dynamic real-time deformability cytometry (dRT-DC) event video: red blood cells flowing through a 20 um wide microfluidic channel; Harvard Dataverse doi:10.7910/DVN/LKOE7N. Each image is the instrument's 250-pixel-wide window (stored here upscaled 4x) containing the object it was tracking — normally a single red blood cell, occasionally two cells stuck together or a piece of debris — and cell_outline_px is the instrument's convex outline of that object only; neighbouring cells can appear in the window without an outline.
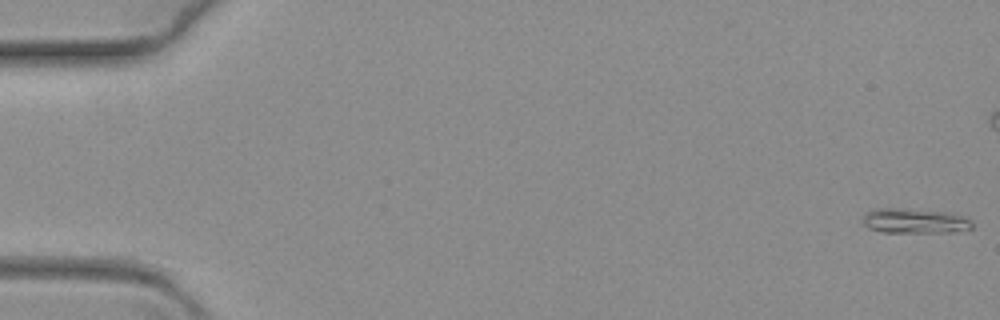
{"species": "common noctule bat (a hibernating species)", "species_latin": "Nyctalus noctula", "temperature_condition": "warm", "stored_images_in_passage": 31, "camera_frame_rate_fps": 3000, "um_per_image_px": 0.085, "animal": {"sex": "female", "body_mass_g": 19.3, "forearm_length_mm": 54.1}, "frame": {"image": 1, "passage_image": 1, "time_ms": 0.0, "image_size_px": [1000, 320], "cell_outline_px": [[972, 228], [956, 232], [884, 232], [868, 228], [864, 224], [864, 212], [872, 208], [908, 208], [952, 212], [964, 216], [972, 220]], "centroid_in_image_um": [77.78, 18.75], "position_along_channel_um": 7.2, "area_um2": 16.24}}